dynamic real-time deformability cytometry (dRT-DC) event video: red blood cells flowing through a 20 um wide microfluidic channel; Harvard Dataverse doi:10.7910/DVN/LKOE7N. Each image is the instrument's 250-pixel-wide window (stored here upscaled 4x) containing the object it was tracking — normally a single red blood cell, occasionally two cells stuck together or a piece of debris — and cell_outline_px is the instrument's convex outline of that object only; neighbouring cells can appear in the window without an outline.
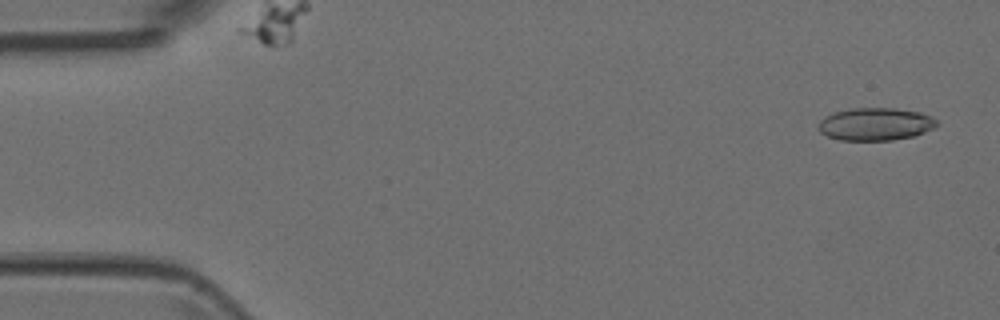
{"species": "Egyptian fruit bat (a non-hibernating species)", "species_latin": "Rousettus aegyptiacus", "temperature_condition": "room temperature", "stored_images_in_passage": 4, "camera_frame_rate_fps": 3000, "um_per_image_px": 0.085, "animal": {"sex": "female"}, "frame": {"image": 1, "passage_image": 1, "time_ms": 0.0, "image_size_px": [1000, 320], "cell_outline_px": [[940, 124], [936, 128], [912, 136], [892, 140], [840, 140], [828, 136], [820, 132], [816, 128], [816, 124], [824, 116], [832, 112], [848, 108], [896, 108], [920, 112], [936, 120]], "centroid_in_image_um": [74.37, 10.54], "position_along_channel_um": 10.6, "area_um2": 22.83}}
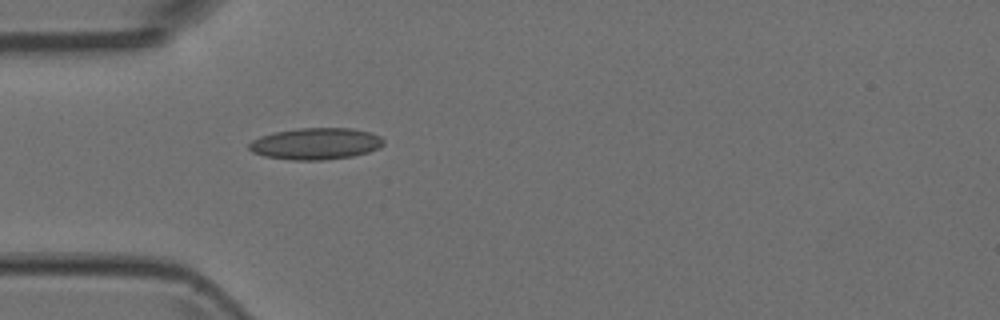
{"frame": {"image": 2, "passage_image": 4, "time_ms": 1.0, "image_size_px": [1000, 320], "cell_outline_px": [[384, 144], [380, 148], [368, 152], [352, 156], [320, 160], [292, 160], [264, 156], [252, 152], [248, 148], [248, 144], [252, 140], [260, 136], [276, 132], [300, 128], [352, 128], [368, 132], [380, 136], [384, 140]], "centroid_in_image_um": [26.84, 12.21], "position_along_channel_um": 58.2, "area_um2": 24.74}}